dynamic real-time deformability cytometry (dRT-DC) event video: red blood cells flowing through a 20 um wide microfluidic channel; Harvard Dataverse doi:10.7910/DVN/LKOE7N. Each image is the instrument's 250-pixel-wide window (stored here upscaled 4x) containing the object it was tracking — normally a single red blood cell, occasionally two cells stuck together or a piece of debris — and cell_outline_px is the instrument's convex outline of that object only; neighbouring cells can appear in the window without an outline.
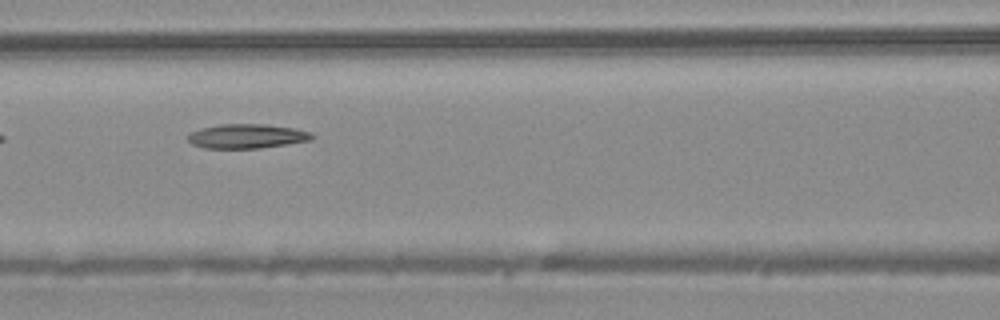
{"species": "common noctule bat (a hibernating species)", "species_latin": "Nyctalus noctula", "temperature_condition": "warm", "stored_images_in_passage": 7, "camera_frame_rate_fps": 3000, "um_per_image_px": 0.085, "animal": {"sex": "male", "body_mass_g": 20.4}, "frame": {"image": 1, "passage_image": 5, "time_ms": 1.333, "image_size_px": [1000, 320], "cell_outline_px": [[316, 136], [312, 140], [260, 148], [204, 148], [192, 144], [188, 140], [188, 136], [192, 132], [200, 128], [220, 124], [264, 124], [296, 128], [312, 132]], "centroid_in_image_um": [21.03, 11.57], "position_along_channel_um": 145.6, "area_um2": 17.69}}
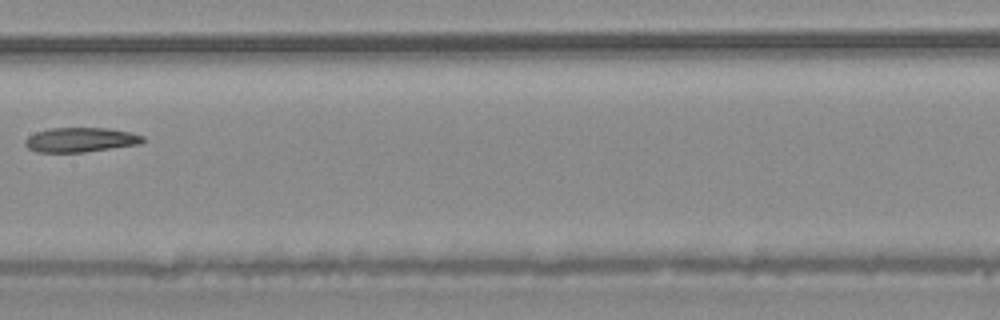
{"frame": {"image": 2, "passage_image": 6, "time_ms": 1.667, "image_size_px": [1000, 320], "cell_outline_px": [[148, 140], [140, 144], [84, 152], [36, 152], [28, 148], [24, 144], [24, 140], [28, 136], [36, 132], [52, 128], [108, 128], [132, 132], [144, 136]], "centroid_in_image_um": [6.88, 11.88], "position_along_channel_um": 200.5, "area_um2": 16.99}}
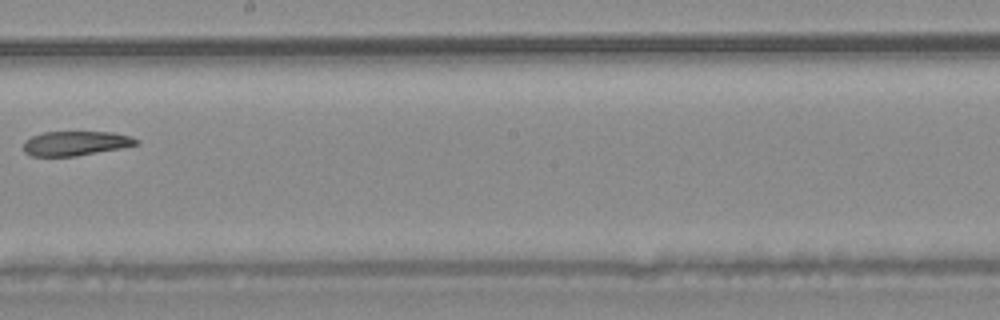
{"frame": {"image": 3, "passage_image": 7, "time_ms": 2.0, "image_size_px": [1000, 320], "cell_outline_px": [[140, 144], [120, 148], [76, 156], [32, 156], [24, 152], [24, 140], [32, 136], [44, 132], [112, 132], [132, 136], [140, 140]], "centroid_in_image_um": [6.45, 12.18], "position_along_channel_um": 241.7, "area_um2": 16.13}}